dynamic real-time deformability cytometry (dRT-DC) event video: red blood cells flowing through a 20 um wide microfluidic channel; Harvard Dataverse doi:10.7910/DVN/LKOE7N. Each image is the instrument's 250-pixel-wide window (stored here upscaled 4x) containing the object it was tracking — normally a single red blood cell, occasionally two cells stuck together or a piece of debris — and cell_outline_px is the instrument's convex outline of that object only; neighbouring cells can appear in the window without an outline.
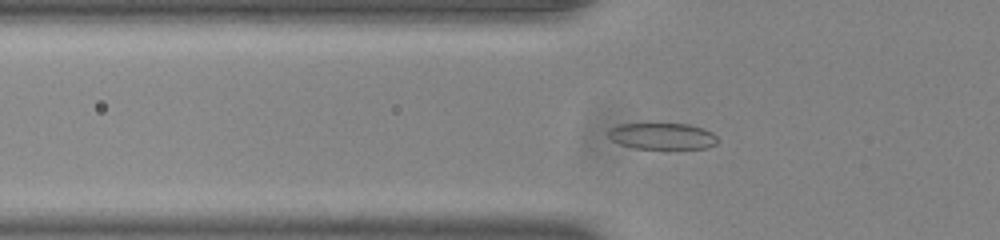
{"species": "common noctule bat (a hibernating species)", "species_latin": "Nyctalus noctula", "temperature_condition": "room temperature", "stored_images_in_passage": 49, "camera_frame_rate_fps": 3000, "um_per_image_px": 0.085, "animal": {"sex": "male", "body_mass_g": 20.0, "forearm_length_mm": 53.3}, "frame": {"image": 1, "passage_image": 13, "time_ms": 4.0, "image_size_px": [1000, 240], "cell_outline_px": [[720, 140], [716, 144], [708, 148], [636, 148], [620, 144], [612, 140], [608, 136], [608, 128], [620, 124], [688, 124], [704, 128], [712, 132]], "centroid_in_image_um": [56.32, 11.57], "position_along_channel_um": 69.5, "area_um2": 16.82}}
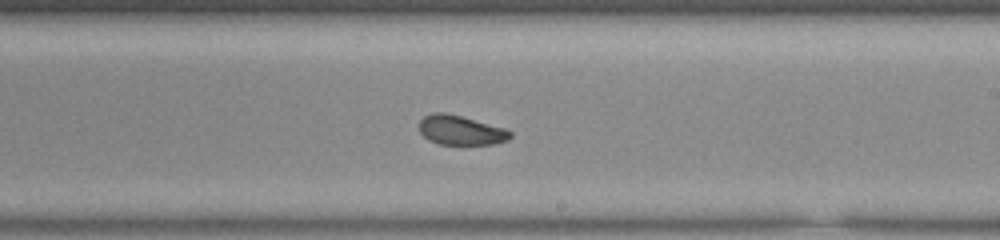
{"frame": {"image": 2, "passage_image": 27, "time_ms": 8.667, "image_size_px": [1000, 240], "cell_outline_px": [[512, 136], [508, 140], [492, 144], [440, 144], [428, 140], [420, 132], [420, 120], [424, 116], [432, 112], [444, 112], [460, 116], [504, 128], [512, 132]], "centroid_in_image_um": [39.15, 11.07], "position_along_channel_um": 249.9, "area_um2": 15.49}}
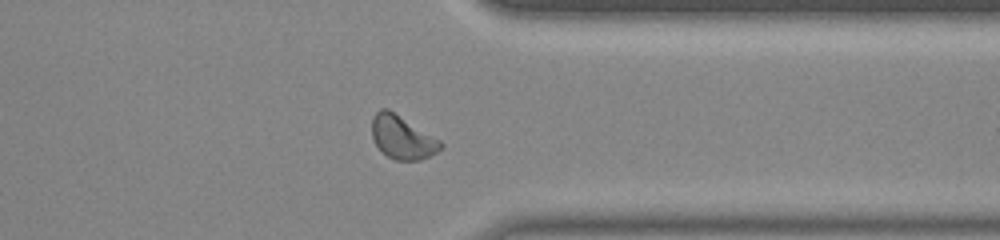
{"frame": {"image": 3, "passage_image": 37, "time_ms": 12.0, "image_size_px": [1000, 240], "cell_outline_px": [[444, 148], [420, 160], [396, 160], [388, 156], [376, 144], [372, 136], [372, 116], [380, 108], [388, 108], [440, 140], [444, 144]], "centroid_in_image_um": [34.2, 11.66], "position_along_channel_um": 377.2, "area_um2": 17.22}, "authors_computed_cell_mechanics": {"area_um2": 16.8198, "velocity_mm_per_s": 3.8903, "shape_relaxation_time_tau1_ms": 3.4325, "shape_relaxation_time_tau2_ms": 2.1436, "deformation_change_tau1": 0.0664, "deformation_change_tau2": 0.0752}}